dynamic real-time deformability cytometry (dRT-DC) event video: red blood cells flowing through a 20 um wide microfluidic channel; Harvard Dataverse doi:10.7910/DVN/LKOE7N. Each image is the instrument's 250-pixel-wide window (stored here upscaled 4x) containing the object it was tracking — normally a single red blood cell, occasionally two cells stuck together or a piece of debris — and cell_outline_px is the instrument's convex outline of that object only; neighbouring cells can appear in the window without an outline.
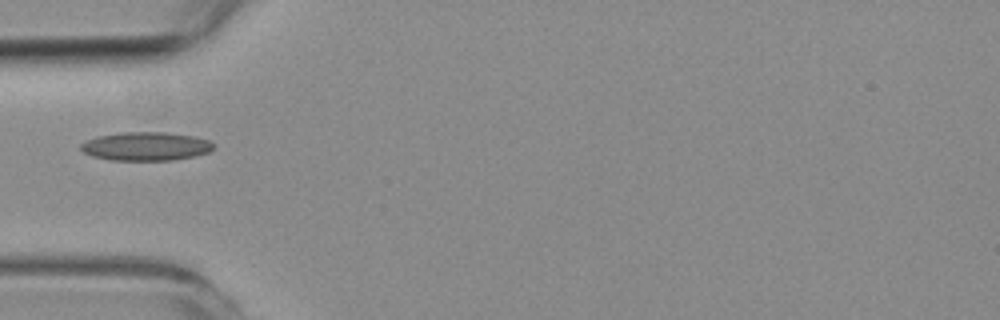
{"species": "common noctule bat (a hibernating species)", "species_latin": "Nyctalus noctula", "temperature_condition": "room temperature", "stored_images_in_passage": 35, "camera_frame_rate_fps": 3000, "um_per_image_px": 0.085, "animal": {"sex": "female", "body_mass_g": 19.3, "forearm_length_mm": 54.1}, "frame": {"image": 1, "passage_image": 1, "time_ms": 0.0, "image_size_px": [1000, 320], "cell_outline_px": [[180, 156], [104, 156], [92, 152], [120, 136], [168, 136]], "centroid_in_image_um": [11.8, 12.49], "position_along_channel_um": 73.2, "area_um2": 10.06}}
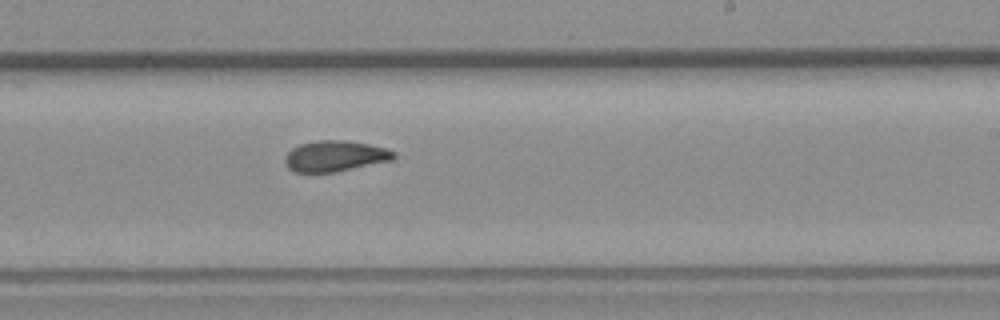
{"frame": {"image": 2, "passage_image": 16, "time_ms": 5.0, "image_size_px": [1000, 320], "cell_outline_px": [[392, 156], [340, 168], [320, 172], [312, 172], [296, 168], [288, 160], [300, 148], [316, 144], [348, 144], [372, 148], [388, 152]], "centroid_in_image_um": [28.37, 13.32], "position_along_channel_um": 260.6, "area_um2": 13.87}}
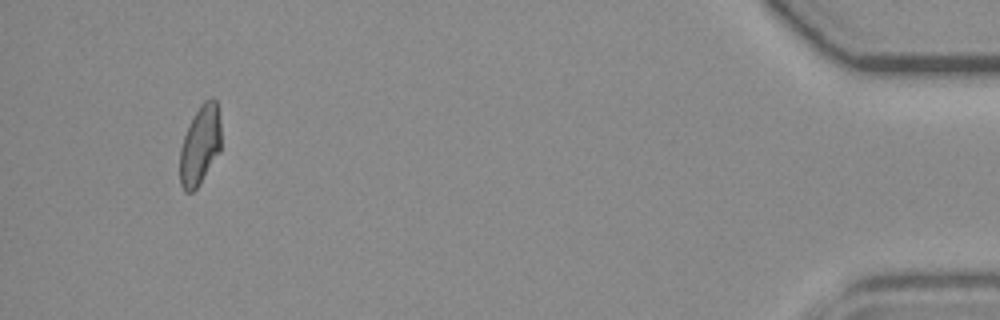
{"frame": {"image": 3, "passage_image": 35, "time_ms": 11.333, "image_size_px": [1000, 320], "cell_outline_px": [[220, 148], [196, 184], [192, 188], [180, 172], [180, 164], [184, 144], [216, 108], [220, 140]], "centroid_in_image_um": [17.04, 12.75], "position_along_channel_um": 418.2, "area_um2": 12.6}}